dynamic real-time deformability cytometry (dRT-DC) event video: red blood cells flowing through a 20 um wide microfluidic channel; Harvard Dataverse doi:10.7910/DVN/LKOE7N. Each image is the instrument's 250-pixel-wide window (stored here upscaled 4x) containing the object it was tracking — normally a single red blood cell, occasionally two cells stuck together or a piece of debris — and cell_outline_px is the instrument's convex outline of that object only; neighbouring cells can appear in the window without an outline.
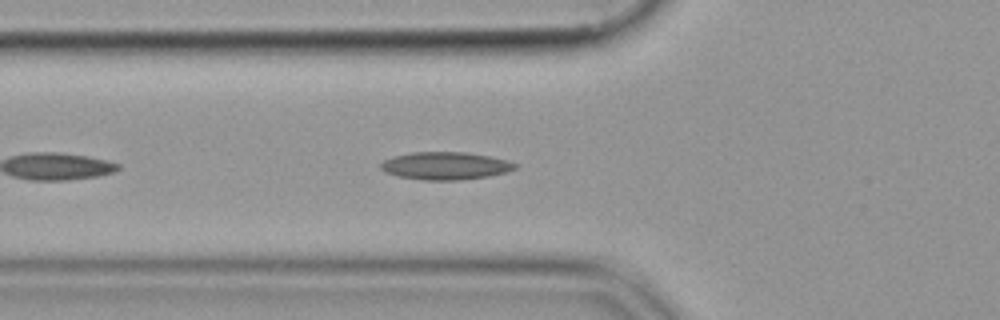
{"species": "common noctule bat (a hibernating species)", "species_latin": "Nyctalus noctula", "temperature_condition": "cold", "stored_images_in_passage": 34, "camera_frame_rate_fps": 3000, "um_per_image_px": 0.085, "animal": {"sex": "female", "body_mass_g": 19.9}, "frame": {"image": 1, "passage_image": 6, "time_ms": 1.667, "image_size_px": [1000, 320], "cell_outline_px": [[520, 164], [516, 168], [504, 172], [488, 176], [460, 180], [424, 180], [396, 176], [384, 172], [380, 168], [380, 164], [384, 160], [392, 156], [412, 152], [464, 152], [488, 156]], "centroid_in_image_um": [37.8, 14.09], "position_along_channel_um": 88.0, "area_um2": 21.62}}
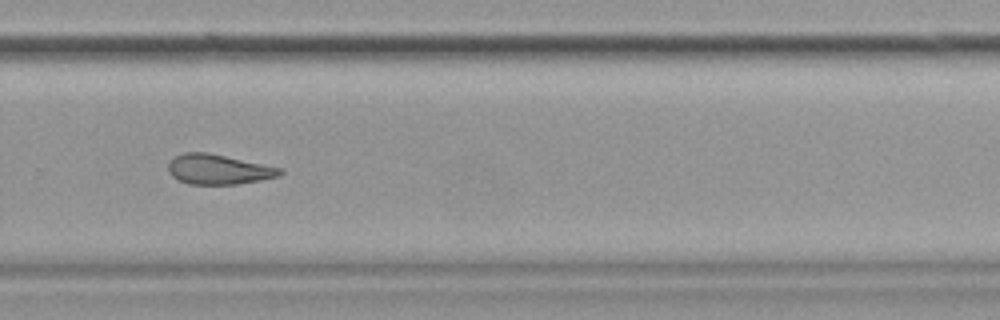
{"frame": {"image": 2, "passage_image": 24, "time_ms": 7.667, "image_size_px": [1000, 320], "cell_outline_px": [[284, 172], [280, 176], [260, 180], [236, 184], [188, 184], [176, 180], [168, 172], [168, 164], [176, 156], [184, 152], [208, 152], [280, 168]], "centroid_in_image_um": [18.53, 14.4], "position_along_channel_um": 311.3, "area_um2": 19.42}}
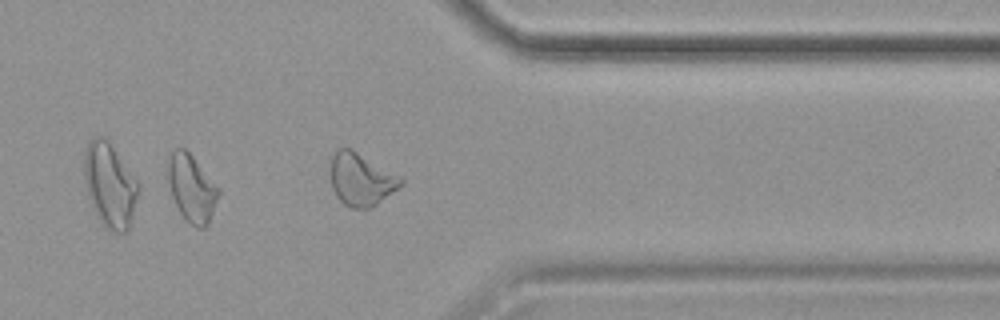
{"frame": {"image": 3, "passage_image": 30, "time_ms": 9.667, "image_size_px": [1000, 320], "cell_outline_px": [[404, 184], [376, 204], [368, 208], [352, 208], [344, 204], [336, 196], [332, 188], [332, 156], [336, 148], [352, 148], [400, 176], [404, 180]], "centroid_in_image_um": [30.71, 15.23], "position_along_channel_um": 380.7, "area_um2": 21.39}}